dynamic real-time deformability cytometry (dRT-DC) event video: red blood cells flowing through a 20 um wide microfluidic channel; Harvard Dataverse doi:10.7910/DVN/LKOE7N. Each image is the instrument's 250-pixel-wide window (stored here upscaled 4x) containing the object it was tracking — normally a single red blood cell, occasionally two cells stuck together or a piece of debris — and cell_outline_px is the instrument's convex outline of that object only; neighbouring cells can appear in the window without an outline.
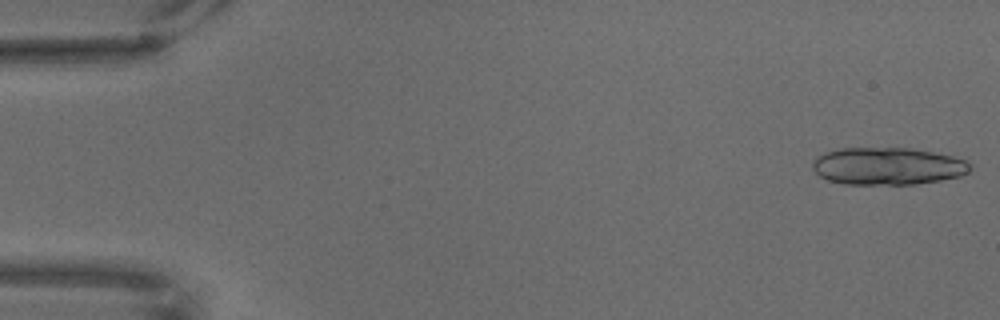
{"species": "common noctule bat (a hibernating species)", "species_latin": "Nyctalus noctula", "temperature_condition": "warm", "stored_images_in_passage": 19, "camera_frame_rate_fps": 3000, "um_per_image_px": 0.085, "animal": {"sex": "male", "body_mass_g": 18.8}, "frame": {"image": 1, "passage_image": 1, "time_ms": 0.0, "image_size_px": [1000, 320], "cell_outline_px": [[972, 168], [968, 172], [960, 176], [940, 180], [916, 184], [844, 184], [828, 180], [820, 176], [812, 168], [812, 160], [816, 156], [824, 152], [840, 148], [912, 148], [952, 156], [968, 160]], "centroid_in_image_um": [75.44, 14.12], "position_along_channel_um": 9.6, "area_um2": 34.51}}